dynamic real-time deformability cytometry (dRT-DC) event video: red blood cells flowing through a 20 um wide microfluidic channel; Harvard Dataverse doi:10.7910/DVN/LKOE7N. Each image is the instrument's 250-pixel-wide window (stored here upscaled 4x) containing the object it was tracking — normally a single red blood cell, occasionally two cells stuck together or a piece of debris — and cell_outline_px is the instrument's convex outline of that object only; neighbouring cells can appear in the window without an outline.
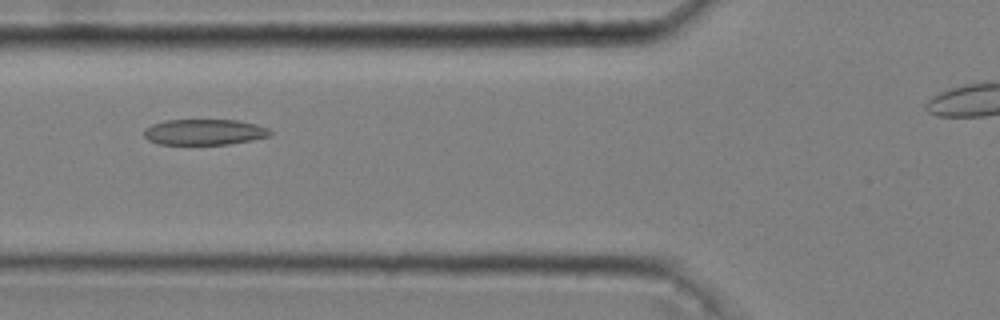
{"species": "common noctule bat (a hibernating species)", "species_latin": "Nyctalus noctula", "temperature_condition": "cold", "stored_images_in_passage": 37, "camera_frame_rate_fps": 3000, "um_per_image_px": 0.085, "animal": {"sex": "male", "body_mass_g": 20.4}, "frame": {"image": 1, "passage_image": 9, "time_ms": 2.667, "image_size_px": [1000, 320], "cell_outline_px": [[272, 132], [268, 136], [252, 140], [228, 144], [160, 144], [148, 140], [144, 136], [144, 128], [152, 124], [164, 120], [236, 120], [256, 124], [268, 128]], "centroid_in_image_um": [17.34, 11.22], "position_along_channel_um": 108.5, "area_um2": 18.9}}
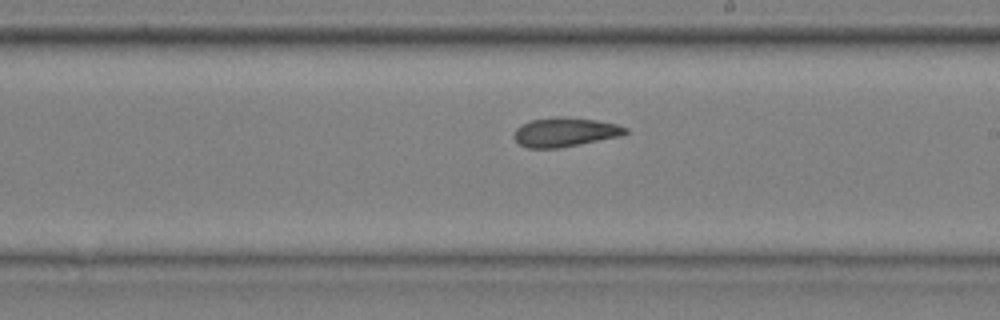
{"frame": {"image": 2, "passage_image": 20, "time_ms": 6.333, "image_size_px": [1000, 320], "cell_outline_px": [[628, 132], [620, 136], [560, 148], [528, 148], [520, 144], [512, 136], [516, 128], [520, 124], [532, 120], [556, 116], [564, 116], [596, 120], [616, 124], [628, 128]], "centroid_in_image_um": [48.0, 11.22], "position_along_channel_um": 241.0, "area_um2": 19.02}}
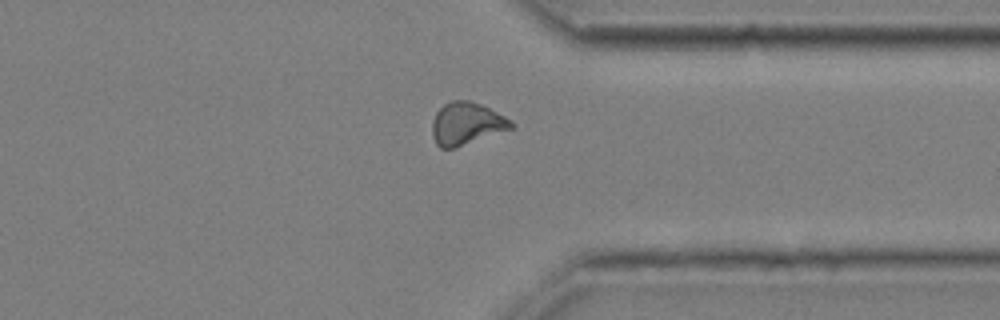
{"frame": {"image": 3, "passage_image": 31, "time_ms": 10.0, "image_size_px": [1000, 320], "cell_outline_px": [[516, 124], [512, 128], [452, 148], [440, 148], [436, 144], [432, 136], [432, 120], [436, 112], [444, 104], [452, 100], [468, 100], [480, 104], [512, 120]], "centroid_in_image_um": [39.62, 10.49], "position_along_channel_um": 371.8, "area_um2": 19.25}}